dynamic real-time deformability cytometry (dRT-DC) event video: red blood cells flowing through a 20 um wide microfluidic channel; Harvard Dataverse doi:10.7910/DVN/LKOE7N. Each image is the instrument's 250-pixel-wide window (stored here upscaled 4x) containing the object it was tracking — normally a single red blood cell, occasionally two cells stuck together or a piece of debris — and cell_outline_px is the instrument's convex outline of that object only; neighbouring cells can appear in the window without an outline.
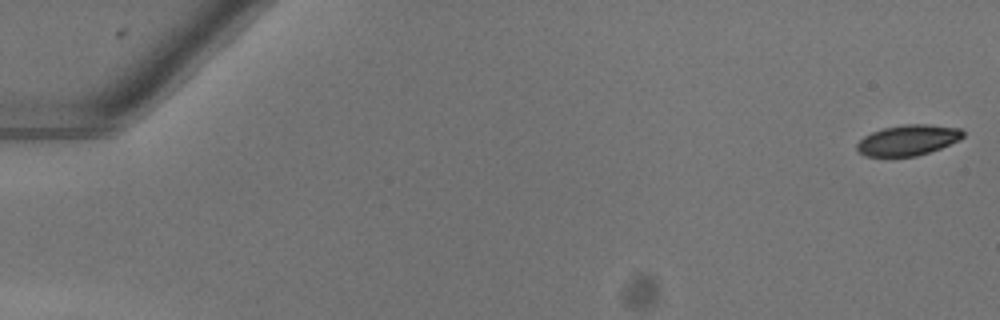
{"species": "common noctule bat (a hibernating species)", "species_latin": "Nyctalus noctula", "temperature_condition": "warm", "stored_images_in_passage": 52, "camera_frame_rate_fps": 3000, "um_per_image_px": 0.085, "animal": {"sex": "female"}, "frame": {"image": 1, "passage_image": 1, "time_ms": 0.0, "image_size_px": [1000, 320], "cell_outline_px": [[964, 136], [960, 140], [940, 148], [916, 156], [864, 156], [856, 148], [856, 144], [864, 136], [872, 132], [884, 128], [904, 124], [928, 124], [960, 128], [964, 132]], "centroid_in_image_um": [77.19, 11.9], "position_along_channel_um": 7.8, "area_um2": 18.84}}
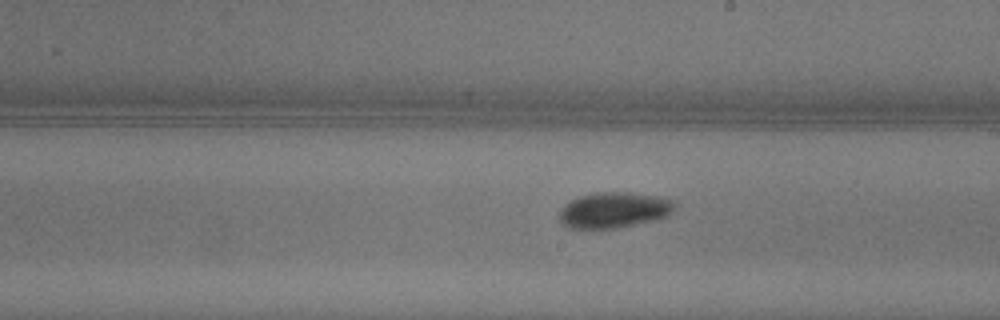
{"frame": {"image": 2, "passage_image": 31, "time_ms": 10.0, "image_size_px": [1000, 320], "cell_outline_px": [[676, 204], [672, 212], [668, 216], [656, 220], [620, 228], [568, 228], [560, 220], [560, 212], [572, 200], [580, 196], [596, 192], [628, 192], [660, 196], [676, 200]], "centroid_in_image_um": [52.28, 17.85], "position_along_channel_um": 236.7, "area_um2": 24.1}}
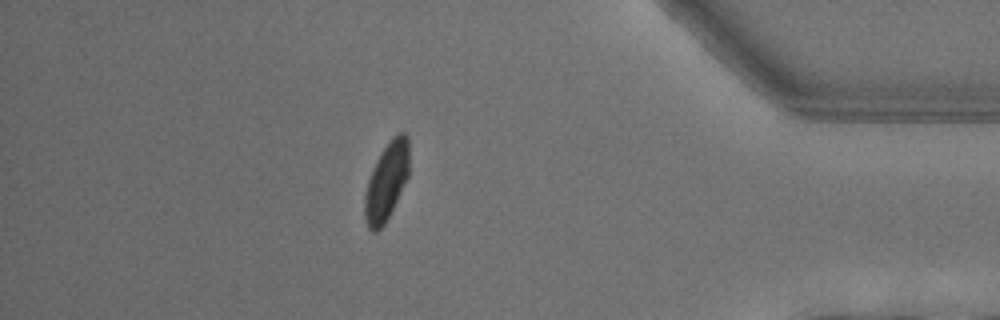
{"frame": {"image": 3, "passage_image": 46, "time_ms": 15.0, "image_size_px": [1000, 320], "cell_outline_px": [[408, 176], [384, 224], [376, 232], [372, 232], [368, 228], [364, 216], [364, 196], [368, 180], [372, 168], [380, 152], [392, 136], [400, 132], [404, 132], [408, 136]], "centroid_in_image_um": [32.83, 15.4], "position_along_channel_um": 402.4, "area_um2": 20.0}, "authors_computed_cell_mechanics": {"area_um2": 21.0103, "velocity_mm_per_s": 4.0438, "shape_relaxation_time_tau1_ms": 2.7787, "shape_relaxation_time_tau2_ms": 6.4164, "deformation_change_tau1": 0.1119, "deformation_change_tau2": 0.0801}}